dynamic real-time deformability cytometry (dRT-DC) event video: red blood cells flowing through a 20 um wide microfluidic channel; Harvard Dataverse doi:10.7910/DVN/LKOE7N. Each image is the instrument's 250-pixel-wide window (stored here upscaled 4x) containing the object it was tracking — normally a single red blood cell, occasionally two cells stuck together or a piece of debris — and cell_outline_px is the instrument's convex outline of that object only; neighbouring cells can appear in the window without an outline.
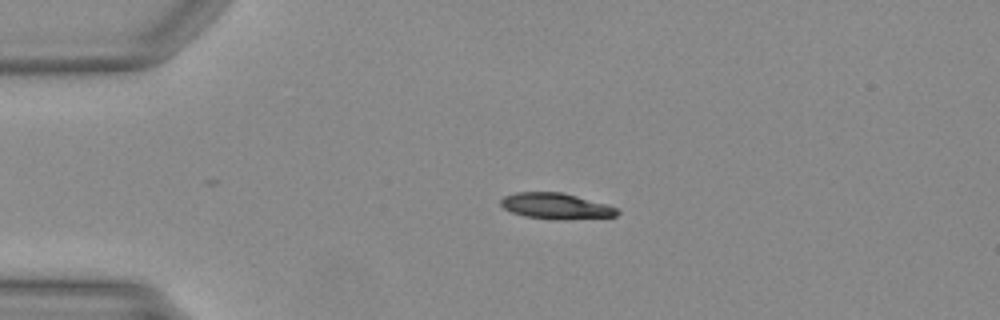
{"species": "Egyptian fruit bat (a non-hibernating species)", "species_latin": "Rousettus aegyptiacus", "temperature_condition": "warm", "stored_images_in_passage": 30, "camera_frame_rate_fps": 3000, "um_per_image_px": 0.085, "animal": {"sex": "female"}, "frame": {"image": 1, "passage_image": 1, "time_ms": 0.0, "image_size_px": [1000, 320], "cell_outline_px": [[620, 212], [616, 216], [568, 220], [548, 220], [524, 216], [512, 212], [504, 208], [500, 204], [500, 200], [504, 196], [516, 192], [560, 192], [576, 196], [604, 204], [616, 208]], "centroid_in_image_um": [47.22, 17.53], "position_along_channel_um": 37.8, "area_um2": 17.63}}
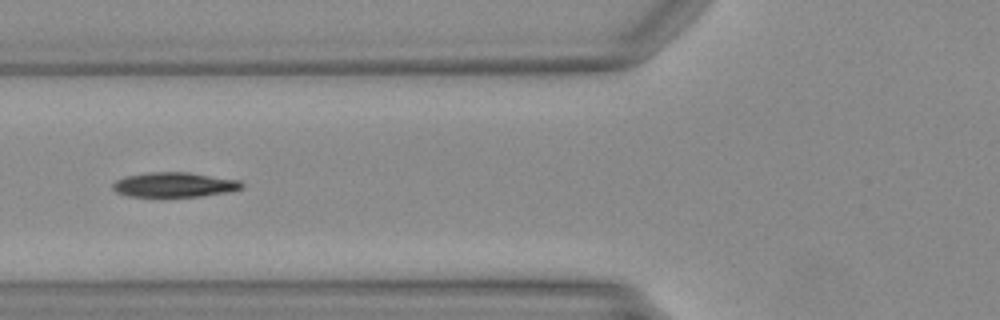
{"frame": {"image": 2, "passage_image": 9, "time_ms": 2.667, "image_size_px": [1000, 320], "cell_outline_px": [[244, 188], [228, 192], [200, 196], [128, 196], [116, 192], [112, 188], [112, 184], [116, 180], [124, 176], [148, 172], [188, 172], [240, 180], [244, 184]], "centroid_in_image_um": [14.82, 15.69], "position_along_channel_um": 111.0, "area_um2": 18.67}}
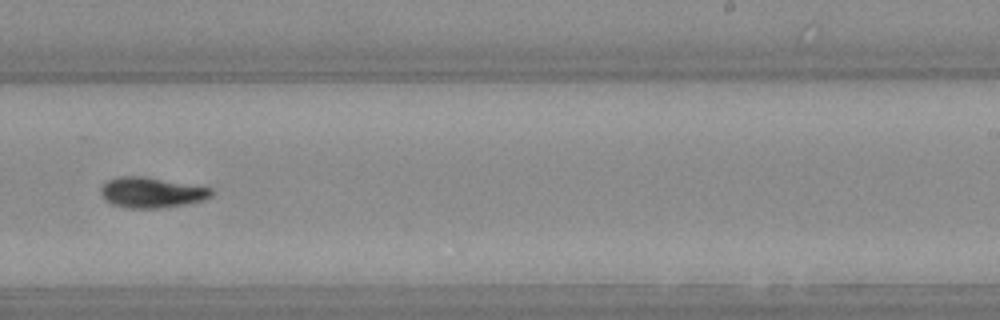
{"frame": {"image": 3, "passage_image": 21, "time_ms": 6.667, "image_size_px": [1000, 320], "cell_outline_px": [[212, 196], [200, 200], [184, 204], [160, 208], [128, 208], [112, 204], [104, 200], [100, 196], [100, 188], [108, 180], [116, 176], [144, 176], [212, 188]], "centroid_in_image_um": [12.81, 16.35], "position_along_channel_um": 276.2, "area_um2": 19.59}}